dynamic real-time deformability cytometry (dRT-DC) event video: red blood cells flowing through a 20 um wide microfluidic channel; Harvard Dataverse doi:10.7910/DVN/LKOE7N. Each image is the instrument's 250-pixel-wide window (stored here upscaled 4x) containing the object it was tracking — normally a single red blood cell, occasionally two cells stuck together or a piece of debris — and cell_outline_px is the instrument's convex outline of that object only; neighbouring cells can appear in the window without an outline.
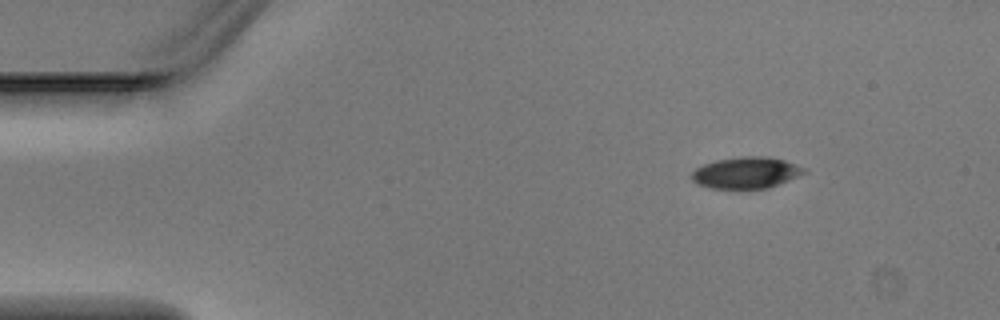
{"species": "Egyptian fruit bat (a non-hibernating species)", "species_latin": "Rousettus aegyptiacus", "temperature_condition": "warm", "stored_images_in_passage": 3, "camera_frame_rate_fps": 3000, "um_per_image_px": 0.085, "animal": {"sex": "male"}, "frame": {"image": 1, "passage_image": 1, "time_ms": 0.0, "image_size_px": [1000, 320], "cell_outline_px": [[808, 172], [768, 188], [708, 188], [692, 180], [692, 172], [696, 168], [704, 164], [716, 160], [744, 156], [768, 156], [784, 160], [804, 168]], "centroid_in_image_um": [63.42, 14.67], "position_along_channel_um": 21.6, "area_um2": 20.35}}